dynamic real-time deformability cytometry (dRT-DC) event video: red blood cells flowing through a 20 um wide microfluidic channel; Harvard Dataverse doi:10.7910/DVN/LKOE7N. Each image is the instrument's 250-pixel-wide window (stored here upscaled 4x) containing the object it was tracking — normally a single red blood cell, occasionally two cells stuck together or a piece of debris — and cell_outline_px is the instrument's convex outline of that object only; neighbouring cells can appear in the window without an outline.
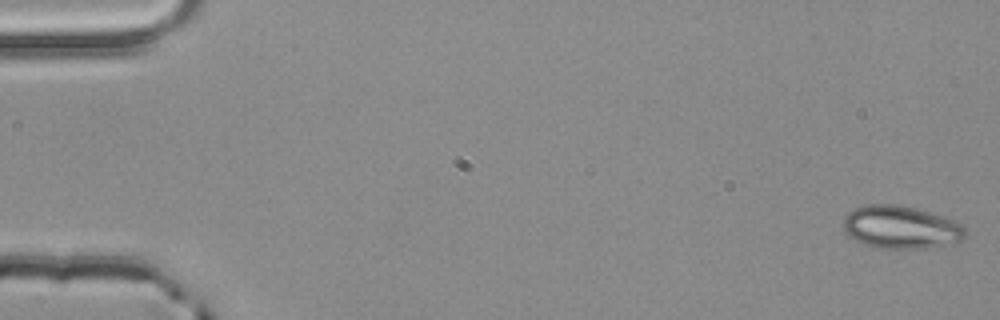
{"species": "common noctule bat (a hibernating species)", "species_latin": "Nyctalus noctula", "temperature_condition": "room temperature", "stored_images_in_passage": 4, "camera_frame_rate_fps": 3000, "um_per_image_px": 0.085, "animal": {"sex": "male", "body_mass_g": 20.4}, "frame": {"image": 1, "passage_image": 1, "time_ms": 0.0, "image_size_px": [1000, 320], "cell_outline_px": [[968, 236], [964, 240], [928, 248], [880, 248], [856, 240], [848, 236], [844, 232], [844, 216], [848, 212], [856, 208], [868, 204], [900, 204], [916, 208], [952, 220], [960, 224], [968, 232]], "centroid_in_image_um": [76.58, 19.31], "position_along_channel_um": 8.4, "area_um2": 30.35}}